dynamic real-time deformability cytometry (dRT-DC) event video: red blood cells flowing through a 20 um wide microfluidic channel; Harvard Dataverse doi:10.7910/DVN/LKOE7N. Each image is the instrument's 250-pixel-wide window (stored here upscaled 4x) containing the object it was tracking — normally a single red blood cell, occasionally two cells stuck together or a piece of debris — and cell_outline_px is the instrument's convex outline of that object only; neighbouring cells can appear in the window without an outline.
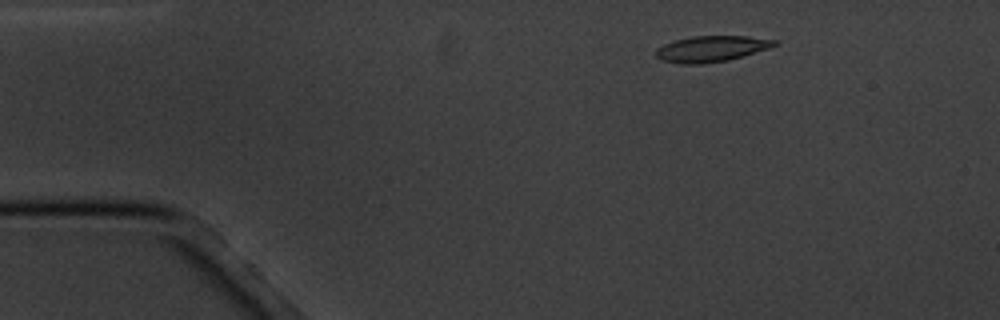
{"species": "common noctule bat (a hibernating species)", "species_latin": "Nyctalus noctula", "temperature_condition": "cold", "stored_images_in_passage": 5, "camera_frame_rate_fps": 3000, "um_per_image_px": 0.085, "animal": {"sex": "male", "body_mass_g": 20.1, "forearm_length_mm": 53.5}, "frame": {"image": 1, "passage_image": 2, "time_ms": 1.0, "image_size_px": [1000, 320], "cell_outline_px": [[780, 44], [768, 48], [728, 60], [700, 64], [684, 64], [664, 60], [656, 56], [656, 48], [664, 44], [676, 40], [692, 36], [748, 36], [776, 40]], "centroid_in_image_um": [60.48, 4.14], "position_along_channel_um": 24.5, "area_um2": 17.69}}
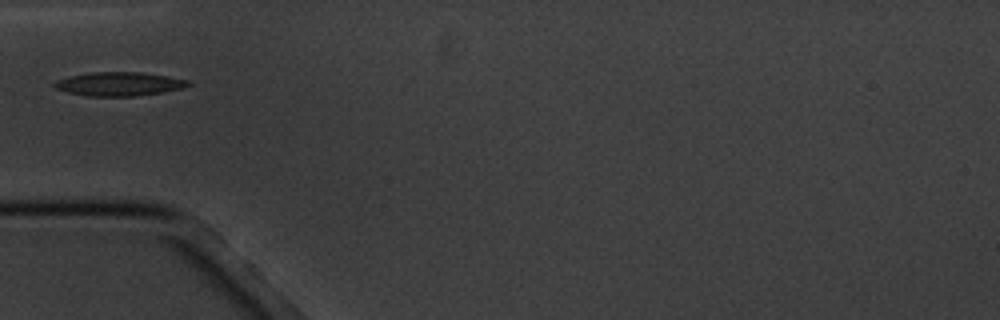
{"frame": {"image": 2, "passage_image": 4, "time_ms": 4.333, "image_size_px": [1000, 320], "cell_outline_px": [[192, 84], [180, 88], [160, 92], [136, 96], [84, 96], [68, 92], [56, 88], [52, 84], [56, 80], [68, 76], [88, 72], [140, 72], [168, 76], [188, 80]], "centroid_in_image_um": [10.07, 7.13], "position_along_channel_um": 74.9, "area_um2": 18.5}}
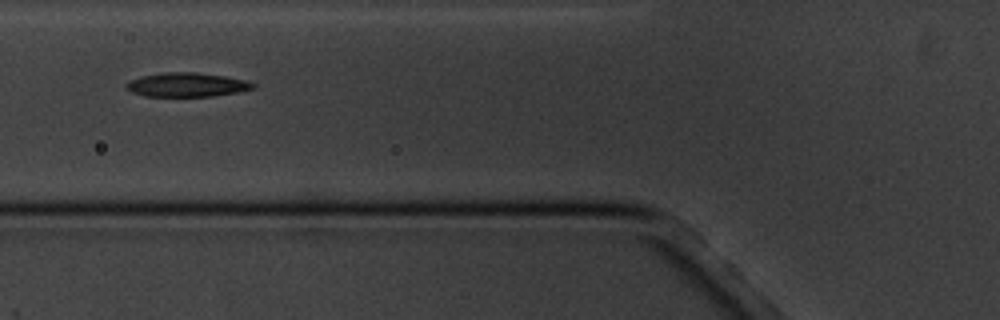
{"frame": {"image": 3, "passage_image": 5, "time_ms": 5.333, "image_size_px": [1000, 320], "cell_outline_px": [[256, 84], [252, 88], [236, 92], [212, 96], [144, 96], [132, 92], [124, 88], [124, 84], [128, 80], [140, 76], [164, 72], [196, 72], [224, 76], [244, 80]], "centroid_in_image_um": [15.78, 7.2], "position_along_channel_um": 110.0, "area_um2": 17.74}}